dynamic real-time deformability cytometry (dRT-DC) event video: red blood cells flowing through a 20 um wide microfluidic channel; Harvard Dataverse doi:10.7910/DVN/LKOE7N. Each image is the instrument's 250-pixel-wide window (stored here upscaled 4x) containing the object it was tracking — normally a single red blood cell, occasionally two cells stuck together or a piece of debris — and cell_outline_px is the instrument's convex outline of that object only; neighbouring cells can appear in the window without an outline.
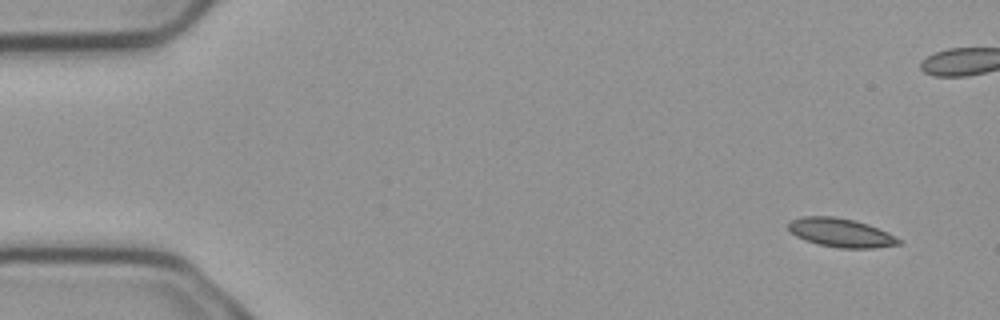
{"species": "common noctule bat (a hibernating species)", "species_latin": "Nyctalus noctula", "temperature_condition": "cold", "stored_images_in_passage": 8, "camera_frame_rate_fps": 3000, "um_per_image_px": 0.085, "animal": {"sex": "male", "body_mass_g": 23.1, "forearm_length_mm": 52.7}, "frame": {"image": 1, "passage_image": 1, "time_ms": 0.0, "image_size_px": [1000, 320], "cell_outline_px": [[900, 244], [872, 248], [840, 248], [816, 244], [804, 240], [796, 236], [788, 228], [788, 224], [792, 220], [804, 216], [832, 216], [856, 220], [868, 224], [888, 232], [900, 240]], "centroid_in_image_um": [71.46, 19.78], "position_along_channel_um": 13.5, "area_um2": 18.44}}
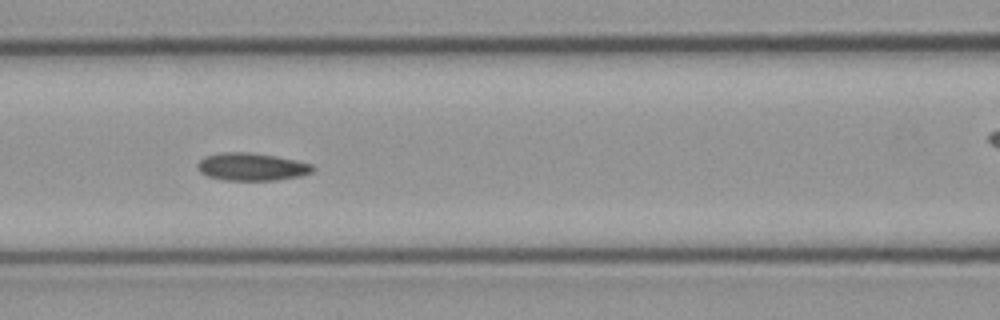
{"frame": {"image": 2, "passage_image": 6, "time_ms": 1.667, "image_size_px": [1000, 320], "cell_outline_px": [[316, 168], [312, 172], [300, 176], [276, 180], [224, 180], [208, 176], [200, 172], [196, 168], [196, 164], [204, 156], [224, 152], [248, 152], [276, 156], [296, 160], [312, 164]], "centroid_in_image_um": [21.38, 14.17], "position_along_channel_um": 145.2, "area_um2": 18.67}}
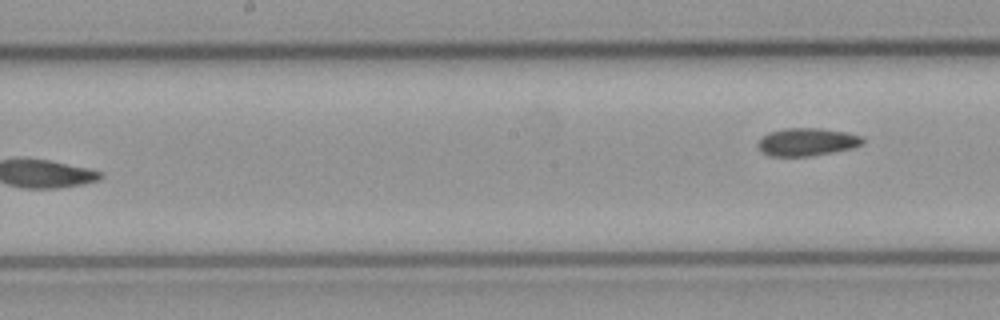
{"frame": {"image": 3, "passage_image": 8, "time_ms": 2.333, "image_size_px": [1000, 320], "cell_outline_px": [[864, 144], [852, 148], [812, 156], [772, 156], [764, 152], [756, 144], [768, 132], [784, 128], [820, 128], [848, 132], [864, 136]], "centroid_in_image_um": [68.65, 12.05], "position_along_channel_um": 179.5, "area_um2": 17.05}}